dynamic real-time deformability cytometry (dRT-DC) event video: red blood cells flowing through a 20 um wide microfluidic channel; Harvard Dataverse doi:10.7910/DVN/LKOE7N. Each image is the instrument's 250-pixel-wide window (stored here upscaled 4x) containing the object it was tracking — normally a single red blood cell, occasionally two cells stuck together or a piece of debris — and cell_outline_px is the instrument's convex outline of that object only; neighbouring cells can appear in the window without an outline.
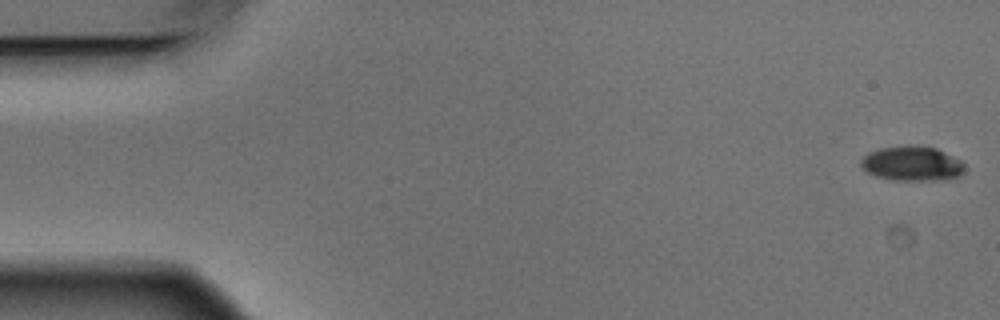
{"species": "Egyptian fruit bat (a non-hibernating species)", "species_latin": "Rousettus aegyptiacus", "temperature_condition": "warm", "stored_images_in_passage": 5, "camera_frame_rate_fps": 3000, "um_per_image_px": 0.085, "animal": {"sex": "male"}, "frame": {"image": 1, "passage_image": 1, "time_ms": 0.0, "image_size_px": [1000, 320], "cell_outline_px": [[964, 172], [960, 176], [948, 180], [900, 180], [876, 176], [868, 172], [860, 164], [860, 160], [868, 152], [880, 148], [908, 144], [916, 144], [936, 148], [960, 160], [964, 164]], "centroid_in_image_um": [77.55, 13.89], "position_along_channel_um": 7.5, "area_um2": 21.15}}
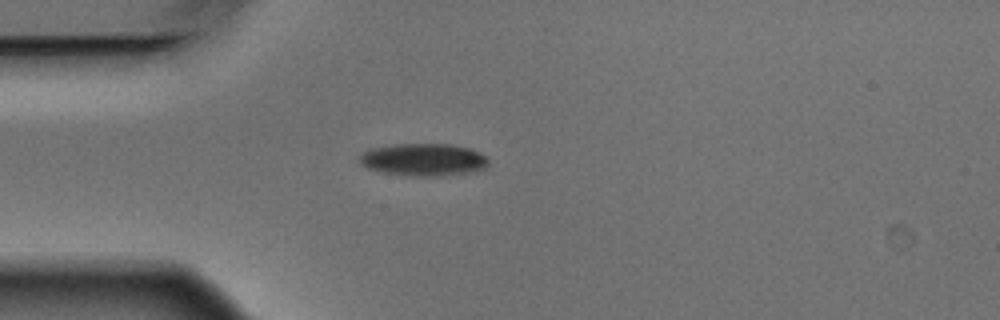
{"frame": {"image": 2, "passage_image": 5, "time_ms": 1.333, "image_size_px": [1000, 320], "cell_outline_px": [[488, 168], [476, 172], [440, 176], [412, 176], [384, 172], [368, 168], [360, 164], [360, 156], [364, 152], [372, 148], [392, 144], [452, 144], [472, 148], [484, 156], [488, 160]], "centroid_in_image_um": [36.06, 13.57], "position_along_channel_um": 48.9, "area_um2": 24.57}}